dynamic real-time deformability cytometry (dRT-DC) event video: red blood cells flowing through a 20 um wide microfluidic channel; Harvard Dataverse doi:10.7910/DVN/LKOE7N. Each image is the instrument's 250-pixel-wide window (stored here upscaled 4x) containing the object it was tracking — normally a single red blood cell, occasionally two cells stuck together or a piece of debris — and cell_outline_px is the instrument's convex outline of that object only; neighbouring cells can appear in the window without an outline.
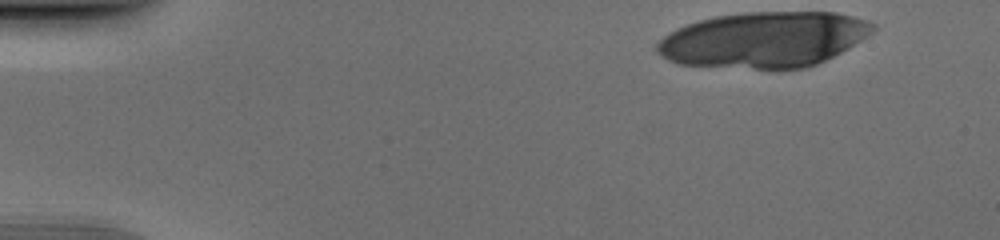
{"species": "human", "species_latin": "Homo sapiens", "temperature_condition": "cold", "stored_images_in_passage": 15, "camera_frame_rate_fps": 3000, "um_per_image_px": 0.085, "donor": {"sex": "male"}, "frame": {"image": 1, "passage_image": 1, "time_ms": 0.0, "image_size_px": [1000, 240], "cell_outline_px": [[876, 28], [872, 32], [848, 48], [808, 68], [756, 68], [676, 64], [668, 60], [656, 52], [656, 44], [668, 32], [676, 28], [700, 20], [716, 16], [744, 12], [836, 12], [868, 20], [876, 24]], "centroid_in_image_um": [64.92, 3.36], "position_along_channel_um": 20.1, "area_um2": 69.65}}